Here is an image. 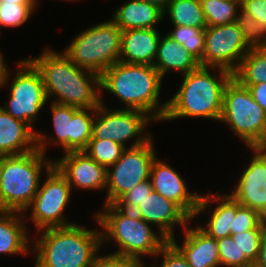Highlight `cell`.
Instances as JSON below:
<instances>
[{
	"label": "cell",
	"mask_w": 266,
	"mask_h": 267,
	"mask_svg": "<svg viewBox=\"0 0 266 267\" xmlns=\"http://www.w3.org/2000/svg\"><path fill=\"white\" fill-rule=\"evenodd\" d=\"M28 60L40 72L47 98L58 97L53 103L76 108H97L101 104L97 73L78 67L65 54L50 49ZM93 85L98 87L97 91Z\"/></svg>",
	"instance_id": "6da1fadb"
},
{
	"label": "cell",
	"mask_w": 266,
	"mask_h": 267,
	"mask_svg": "<svg viewBox=\"0 0 266 267\" xmlns=\"http://www.w3.org/2000/svg\"><path fill=\"white\" fill-rule=\"evenodd\" d=\"M162 79L154 66L118 61L101 73L100 91L116 95L127 105L126 109L143 111L154 121H161L168 105V102L160 105L158 100Z\"/></svg>",
	"instance_id": "7a4b0ae2"
},
{
	"label": "cell",
	"mask_w": 266,
	"mask_h": 267,
	"mask_svg": "<svg viewBox=\"0 0 266 267\" xmlns=\"http://www.w3.org/2000/svg\"><path fill=\"white\" fill-rule=\"evenodd\" d=\"M49 140L46 135L37 132L36 150L0 156V211L20 213L28 209L39 190L43 166L46 170L53 166V161L44 162V143Z\"/></svg>",
	"instance_id": "3957f363"
},
{
	"label": "cell",
	"mask_w": 266,
	"mask_h": 267,
	"mask_svg": "<svg viewBox=\"0 0 266 267\" xmlns=\"http://www.w3.org/2000/svg\"><path fill=\"white\" fill-rule=\"evenodd\" d=\"M209 68L199 66L196 70L184 74L179 91L167 101L163 121L188 116L220 120L224 90L233 74L217 68L220 74L217 79L209 73Z\"/></svg>",
	"instance_id": "277c9868"
},
{
	"label": "cell",
	"mask_w": 266,
	"mask_h": 267,
	"mask_svg": "<svg viewBox=\"0 0 266 267\" xmlns=\"http://www.w3.org/2000/svg\"><path fill=\"white\" fill-rule=\"evenodd\" d=\"M40 231L35 267H89L102 245L101 232L79 225Z\"/></svg>",
	"instance_id": "5b68a950"
},
{
	"label": "cell",
	"mask_w": 266,
	"mask_h": 267,
	"mask_svg": "<svg viewBox=\"0 0 266 267\" xmlns=\"http://www.w3.org/2000/svg\"><path fill=\"white\" fill-rule=\"evenodd\" d=\"M104 208L107 211L98 213L96 217L104 229V233H101L102 242L113 239L120 246L114 254L142 264L141 255L157 256L160 249L168 242L162 235L158 237L150 228V223L133 211L123 210L115 204H106Z\"/></svg>",
	"instance_id": "8992f818"
},
{
	"label": "cell",
	"mask_w": 266,
	"mask_h": 267,
	"mask_svg": "<svg viewBox=\"0 0 266 267\" xmlns=\"http://www.w3.org/2000/svg\"><path fill=\"white\" fill-rule=\"evenodd\" d=\"M121 41L122 30L109 20L77 35L63 53L78 67L101 75L119 61Z\"/></svg>",
	"instance_id": "52a82bcc"
},
{
	"label": "cell",
	"mask_w": 266,
	"mask_h": 267,
	"mask_svg": "<svg viewBox=\"0 0 266 267\" xmlns=\"http://www.w3.org/2000/svg\"><path fill=\"white\" fill-rule=\"evenodd\" d=\"M219 121L228 123L248 147H266V112L235 78L225 87Z\"/></svg>",
	"instance_id": "ba28073f"
},
{
	"label": "cell",
	"mask_w": 266,
	"mask_h": 267,
	"mask_svg": "<svg viewBox=\"0 0 266 267\" xmlns=\"http://www.w3.org/2000/svg\"><path fill=\"white\" fill-rule=\"evenodd\" d=\"M139 136L120 159L107 169V198L105 204H114L123 194L150 177L156 157L151 136Z\"/></svg>",
	"instance_id": "9c48e42d"
},
{
	"label": "cell",
	"mask_w": 266,
	"mask_h": 267,
	"mask_svg": "<svg viewBox=\"0 0 266 267\" xmlns=\"http://www.w3.org/2000/svg\"><path fill=\"white\" fill-rule=\"evenodd\" d=\"M19 63L21 69L17 70L11 83L9 102L1 108L32 129L31 123L37 119L48 98L40 72L28 59Z\"/></svg>",
	"instance_id": "30bf717a"
},
{
	"label": "cell",
	"mask_w": 266,
	"mask_h": 267,
	"mask_svg": "<svg viewBox=\"0 0 266 267\" xmlns=\"http://www.w3.org/2000/svg\"><path fill=\"white\" fill-rule=\"evenodd\" d=\"M46 182L39 186L29 208L32 207V220L38 230L69 226L63 217L69 202L71 187L66 178L53 165L47 170Z\"/></svg>",
	"instance_id": "8fae6325"
},
{
	"label": "cell",
	"mask_w": 266,
	"mask_h": 267,
	"mask_svg": "<svg viewBox=\"0 0 266 267\" xmlns=\"http://www.w3.org/2000/svg\"><path fill=\"white\" fill-rule=\"evenodd\" d=\"M250 49L236 22L206 27L202 66L210 67V70L222 68L233 74Z\"/></svg>",
	"instance_id": "7c38bea8"
},
{
	"label": "cell",
	"mask_w": 266,
	"mask_h": 267,
	"mask_svg": "<svg viewBox=\"0 0 266 267\" xmlns=\"http://www.w3.org/2000/svg\"><path fill=\"white\" fill-rule=\"evenodd\" d=\"M51 109L57 136L54 139L51 137L50 141L60 143L64 152L83 151L92 137L94 121L87 111L93 113L96 112V108H76L52 103Z\"/></svg>",
	"instance_id": "4fadbf2b"
},
{
	"label": "cell",
	"mask_w": 266,
	"mask_h": 267,
	"mask_svg": "<svg viewBox=\"0 0 266 267\" xmlns=\"http://www.w3.org/2000/svg\"><path fill=\"white\" fill-rule=\"evenodd\" d=\"M91 139L112 140L121 145L132 137L139 136L147 122L154 119L147 113L135 109L108 110L104 104L96 108Z\"/></svg>",
	"instance_id": "5bb4252c"
},
{
	"label": "cell",
	"mask_w": 266,
	"mask_h": 267,
	"mask_svg": "<svg viewBox=\"0 0 266 267\" xmlns=\"http://www.w3.org/2000/svg\"><path fill=\"white\" fill-rule=\"evenodd\" d=\"M250 149L254 156L231 196L242 206L256 210L266 219V147Z\"/></svg>",
	"instance_id": "9a60e30c"
},
{
	"label": "cell",
	"mask_w": 266,
	"mask_h": 267,
	"mask_svg": "<svg viewBox=\"0 0 266 267\" xmlns=\"http://www.w3.org/2000/svg\"><path fill=\"white\" fill-rule=\"evenodd\" d=\"M64 155L62 159L53 161V165L66 178L71 188L106 189L107 169L104 166L83 151H69Z\"/></svg>",
	"instance_id": "2e32d148"
},
{
	"label": "cell",
	"mask_w": 266,
	"mask_h": 267,
	"mask_svg": "<svg viewBox=\"0 0 266 267\" xmlns=\"http://www.w3.org/2000/svg\"><path fill=\"white\" fill-rule=\"evenodd\" d=\"M149 180L154 191L174 201L191 218L195 217L201 195L189 194L184 180L174 169L155 157L151 165Z\"/></svg>",
	"instance_id": "e0dca14e"
},
{
	"label": "cell",
	"mask_w": 266,
	"mask_h": 267,
	"mask_svg": "<svg viewBox=\"0 0 266 267\" xmlns=\"http://www.w3.org/2000/svg\"><path fill=\"white\" fill-rule=\"evenodd\" d=\"M134 213L147 223L157 224L160 235L168 241L174 237L173 227L181 224L184 228L192 219L178 204L152 191L140 203Z\"/></svg>",
	"instance_id": "ac0fdd59"
},
{
	"label": "cell",
	"mask_w": 266,
	"mask_h": 267,
	"mask_svg": "<svg viewBox=\"0 0 266 267\" xmlns=\"http://www.w3.org/2000/svg\"><path fill=\"white\" fill-rule=\"evenodd\" d=\"M185 229V238L179 246L173 237L169 242L182 254L190 267H218L220 265L218 243L199 226Z\"/></svg>",
	"instance_id": "d6986e66"
},
{
	"label": "cell",
	"mask_w": 266,
	"mask_h": 267,
	"mask_svg": "<svg viewBox=\"0 0 266 267\" xmlns=\"http://www.w3.org/2000/svg\"><path fill=\"white\" fill-rule=\"evenodd\" d=\"M160 39L156 28L122 31L119 61L127 64L154 66Z\"/></svg>",
	"instance_id": "ffe728a7"
},
{
	"label": "cell",
	"mask_w": 266,
	"mask_h": 267,
	"mask_svg": "<svg viewBox=\"0 0 266 267\" xmlns=\"http://www.w3.org/2000/svg\"><path fill=\"white\" fill-rule=\"evenodd\" d=\"M36 149V131L0 106V156L20 155Z\"/></svg>",
	"instance_id": "44dd1931"
},
{
	"label": "cell",
	"mask_w": 266,
	"mask_h": 267,
	"mask_svg": "<svg viewBox=\"0 0 266 267\" xmlns=\"http://www.w3.org/2000/svg\"><path fill=\"white\" fill-rule=\"evenodd\" d=\"M164 17V11L142 0H130L113 15L112 21L122 30L151 29Z\"/></svg>",
	"instance_id": "7402d4cb"
},
{
	"label": "cell",
	"mask_w": 266,
	"mask_h": 267,
	"mask_svg": "<svg viewBox=\"0 0 266 267\" xmlns=\"http://www.w3.org/2000/svg\"><path fill=\"white\" fill-rule=\"evenodd\" d=\"M212 201H217L219 205L212 211V216L207 223L206 229L204 227L201 228L209 236L218 240L231 235L230 227H232V222L236 215V200L231 195H220L214 199H210L209 195L201 196L195 216L205 211L209 202Z\"/></svg>",
	"instance_id": "603a6c76"
},
{
	"label": "cell",
	"mask_w": 266,
	"mask_h": 267,
	"mask_svg": "<svg viewBox=\"0 0 266 267\" xmlns=\"http://www.w3.org/2000/svg\"><path fill=\"white\" fill-rule=\"evenodd\" d=\"M155 60L157 62H154V67L162 77L170 69L179 70L182 74H188L200 66L199 62L188 50L169 35L160 40Z\"/></svg>",
	"instance_id": "cb8c5ba5"
},
{
	"label": "cell",
	"mask_w": 266,
	"mask_h": 267,
	"mask_svg": "<svg viewBox=\"0 0 266 267\" xmlns=\"http://www.w3.org/2000/svg\"><path fill=\"white\" fill-rule=\"evenodd\" d=\"M19 212L0 211V253H27L29 237H27L23 218L16 216ZM28 243V244H27Z\"/></svg>",
	"instance_id": "d4e9b609"
},
{
	"label": "cell",
	"mask_w": 266,
	"mask_h": 267,
	"mask_svg": "<svg viewBox=\"0 0 266 267\" xmlns=\"http://www.w3.org/2000/svg\"><path fill=\"white\" fill-rule=\"evenodd\" d=\"M241 85L266 82V47L251 48L233 73Z\"/></svg>",
	"instance_id": "484cf974"
},
{
	"label": "cell",
	"mask_w": 266,
	"mask_h": 267,
	"mask_svg": "<svg viewBox=\"0 0 266 267\" xmlns=\"http://www.w3.org/2000/svg\"><path fill=\"white\" fill-rule=\"evenodd\" d=\"M166 8L175 26L207 27L200 0H171Z\"/></svg>",
	"instance_id": "4316f807"
},
{
	"label": "cell",
	"mask_w": 266,
	"mask_h": 267,
	"mask_svg": "<svg viewBox=\"0 0 266 267\" xmlns=\"http://www.w3.org/2000/svg\"><path fill=\"white\" fill-rule=\"evenodd\" d=\"M207 27L235 23L240 0H200Z\"/></svg>",
	"instance_id": "83f0119b"
},
{
	"label": "cell",
	"mask_w": 266,
	"mask_h": 267,
	"mask_svg": "<svg viewBox=\"0 0 266 267\" xmlns=\"http://www.w3.org/2000/svg\"><path fill=\"white\" fill-rule=\"evenodd\" d=\"M168 35L186 48L202 66V56L205 48V29L174 25V30L170 31Z\"/></svg>",
	"instance_id": "f1b7e54d"
},
{
	"label": "cell",
	"mask_w": 266,
	"mask_h": 267,
	"mask_svg": "<svg viewBox=\"0 0 266 267\" xmlns=\"http://www.w3.org/2000/svg\"><path fill=\"white\" fill-rule=\"evenodd\" d=\"M125 146L112 140L90 139L87 147L83 150L98 164L109 169L122 156Z\"/></svg>",
	"instance_id": "f546056e"
},
{
	"label": "cell",
	"mask_w": 266,
	"mask_h": 267,
	"mask_svg": "<svg viewBox=\"0 0 266 267\" xmlns=\"http://www.w3.org/2000/svg\"><path fill=\"white\" fill-rule=\"evenodd\" d=\"M241 14L237 15L236 23L238 24L245 43L250 48L266 47V28L258 23L251 14L241 9Z\"/></svg>",
	"instance_id": "4dcf8cb0"
},
{
	"label": "cell",
	"mask_w": 266,
	"mask_h": 267,
	"mask_svg": "<svg viewBox=\"0 0 266 267\" xmlns=\"http://www.w3.org/2000/svg\"><path fill=\"white\" fill-rule=\"evenodd\" d=\"M230 230L231 235L249 230H266V219L256 210L244 207L236 201V215Z\"/></svg>",
	"instance_id": "1f68e13d"
},
{
	"label": "cell",
	"mask_w": 266,
	"mask_h": 267,
	"mask_svg": "<svg viewBox=\"0 0 266 267\" xmlns=\"http://www.w3.org/2000/svg\"><path fill=\"white\" fill-rule=\"evenodd\" d=\"M36 4L0 3V27H18L25 23L36 9Z\"/></svg>",
	"instance_id": "d6a6232c"
},
{
	"label": "cell",
	"mask_w": 266,
	"mask_h": 267,
	"mask_svg": "<svg viewBox=\"0 0 266 267\" xmlns=\"http://www.w3.org/2000/svg\"><path fill=\"white\" fill-rule=\"evenodd\" d=\"M220 266L226 267H253V263L247 257H240V249L231 236L217 240Z\"/></svg>",
	"instance_id": "836d02e7"
},
{
	"label": "cell",
	"mask_w": 266,
	"mask_h": 267,
	"mask_svg": "<svg viewBox=\"0 0 266 267\" xmlns=\"http://www.w3.org/2000/svg\"><path fill=\"white\" fill-rule=\"evenodd\" d=\"M266 230H249L230 235L240 249V257H247L253 264L259 255L260 243Z\"/></svg>",
	"instance_id": "e575fe53"
},
{
	"label": "cell",
	"mask_w": 266,
	"mask_h": 267,
	"mask_svg": "<svg viewBox=\"0 0 266 267\" xmlns=\"http://www.w3.org/2000/svg\"><path fill=\"white\" fill-rule=\"evenodd\" d=\"M153 191L150 180L137 184L133 189L123 194L114 204L126 211H135L140 203Z\"/></svg>",
	"instance_id": "d590c367"
},
{
	"label": "cell",
	"mask_w": 266,
	"mask_h": 267,
	"mask_svg": "<svg viewBox=\"0 0 266 267\" xmlns=\"http://www.w3.org/2000/svg\"><path fill=\"white\" fill-rule=\"evenodd\" d=\"M89 267H145L143 264L118 254L96 255Z\"/></svg>",
	"instance_id": "8d00e7d4"
},
{
	"label": "cell",
	"mask_w": 266,
	"mask_h": 267,
	"mask_svg": "<svg viewBox=\"0 0 266 267\" xmlns=\"http://www.w3.org/2000/svg\"><path fill=\"white\" fill-rule=\"evenodd\" d=\"M163 255L160 267H190L182 254L168 241L158 252Z\"/></svg>",
	"instance_id": "74e56055"
},
{
	"label": "cell",
	"mask_w": 266,
	"mask_h": 267,
	"mask_svg": "<svg viewBox=\"0 0 266 267\" xmlns=\"http://www.w3.org/2000/svg\"><path fill=\"white\" fill-rule=\"evenodd\" d=\"M240 8L266 28V0H240Z\"/></svg>",
	"instance_id": "f35d334b"
},
{
	"label": "cell",
	"mask_w": 266,
	"mask_h": 267,
	"mask_svg": "<svg viewBox=\"0 0 266 267\" xmlns=\"http://www.w3.org/2000/svg\"><path fill=\"white\" fill-rule=\"evenodd\" d=\"M247 87L252 98L265 110L266 112V82L253 85H242Z\"/></svg>",
	"instance_id": "ab89813d"
},
{
	"label": "cell",
	"mask_w": 266,
	"mask_h": 267,
	"mask_svg": "<svg viewBox=\"0 0 266 267\" xmlns=\"http://www.w3.org/2000/svg\"><path fill=\"white\" fill-rule=\"evenodd\" d=\"M253 267H266V232L262 237L259 255L257 260L254 262Z\"/></svg>",
	"instance_id": "60d3db41"
},
{
	"label": "cell",
	"mask_w": 266,
	"mask_h": 267,
	"mask_svg": "<svg viewBox=\"0 0 266 267\" xmlns=\"http://www.w3.org/2000/svg\"><path fill=\"white\" fill-rule=\"evenodd\" d=\"M3 56L2 53L0 52V87L5 85L7 83L8 77L9 76L7 66L3 62Z\"/></svg>",
	"instance_id": "b9f144b4"
},
{
	"label": "cell",
	"mask_w": 266,
	"mask_h": 267,
	"mask_svg": "<svg viewBox=\"0 0 266 267\" xmlns=\"http://www.w3.org/2000/svg\"><path fill=\"white\" fill-rule=\"evenodd\" d=\"M142 1L157 6L158 8L164 11V15H165V12H166L165 9L171 0H142Z\"/></svg>",
	"instance_id": "7bdbcfd3"
},
{
	"label": "cell",
	"mask_w": 266,
	"mask_h": 267,
	"mask_svg": "<svg viewBox=\"0 0 266 267\" xmlns=\"http://www.w3.org/2000/svg\"><path fill=\"white\" fill-rule=\"evenodd\" d=\"M0 3L37 4L36 0H0Z\"/></svg>",
	"instance_id": "ee69618b"
}]
</instances>
